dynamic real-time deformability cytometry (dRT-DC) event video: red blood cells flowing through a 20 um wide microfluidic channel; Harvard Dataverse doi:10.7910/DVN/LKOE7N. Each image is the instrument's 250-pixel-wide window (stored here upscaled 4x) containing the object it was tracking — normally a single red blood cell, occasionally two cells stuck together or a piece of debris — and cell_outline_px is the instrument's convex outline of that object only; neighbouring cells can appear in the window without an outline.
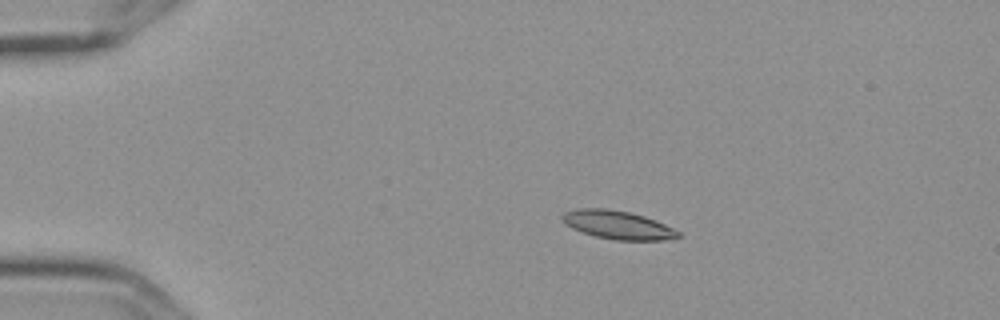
{"species": "Egyptian fruit bat (a non-hibernating species)", "species_latin": "Rousettus aegyptiacus", "temperature_condition": "cold", "stored_images_in_passage": 6, "camera_frame_rate_fps": 3000, "um_per_image_px": 0.085, "frame": {"image": 1, "passage_image": 3, "time_ms": 0.667, "image_size_px": [1000, 320], "cell_outline_px": [[680, 236], [664, 240], [616, 240], [596, 236], [572, 228], [564, 224], [560, 220], [560, 216], [564, 212], [576, 208], [608, 208], [628, 212], [644, 216], [656, 220], [680, 232]], "centroid_in_image_um": [52.45, 19.1], "position_along_channel_um": 32.5, "area_um2": 19.19}}
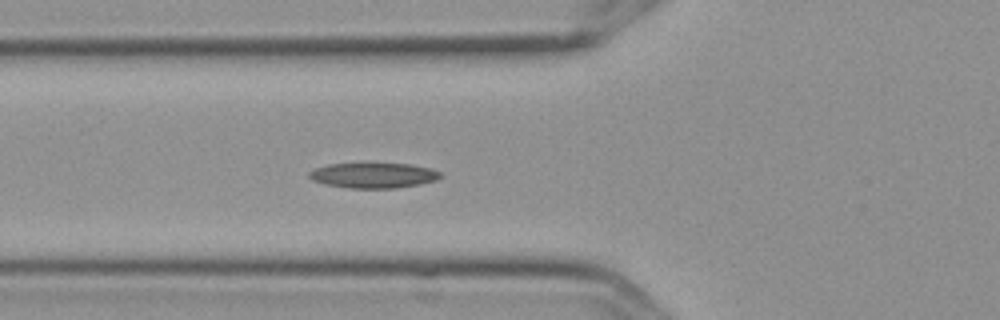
{"frame": {"image": 2, "passage_image": 6, "time_ms": 1.667, "image_size_px": [1000, 320], "cell_outline_px": [[440, 176], [436, 180], [420, 184], [396, 188], [348, 188], [324, 184], [312, 180], [308, 176], [308, 172], [316, 168], [328, 164], [408, 164], [428, 168], [440, 172]], "centroid_in_image_um": [31.69, 14.92], "position_along_channel_um": 94.1, "area_um2": 19.07}}